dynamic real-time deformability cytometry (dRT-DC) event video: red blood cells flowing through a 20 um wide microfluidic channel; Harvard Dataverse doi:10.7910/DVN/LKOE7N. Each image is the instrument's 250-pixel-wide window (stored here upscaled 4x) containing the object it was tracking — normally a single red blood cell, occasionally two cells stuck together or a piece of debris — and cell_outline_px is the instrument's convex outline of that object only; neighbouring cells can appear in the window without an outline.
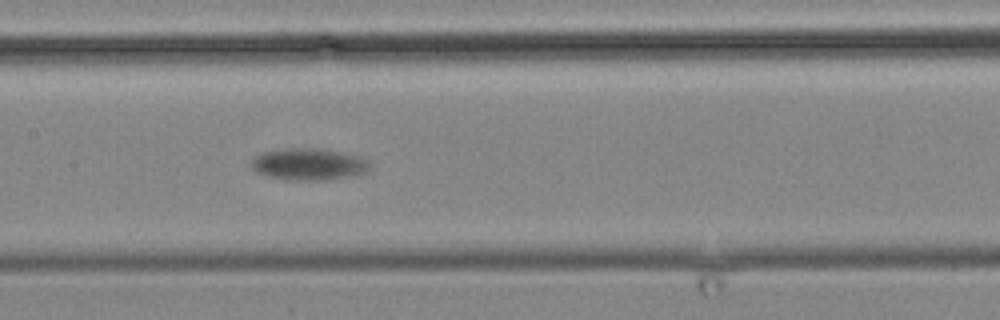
{"species": "common noctule bat (a hibernating species)", "species_latin": "Nyctalus noctula", "temperature_condition": "cold", "stored_images_in_passage": 17, "camera_frame_rate_fps": 3000, "um_per_image_px": 0.085, "animal": {"sex": "male", "body_mass_g": 19.2, "forearm_length_mm": 51.8}, "frame": {"image": 1, "passage_image": 17, "time_ms": 20.333, "image_size_px": [1000, 320], "cell_outline_px": [[368, 168], [364, 172], [352, 176], [328, 180], [292, 180], [268, 176], [256, 172], [248, 164], [252, 156], [264, 152], [340, 152], [360, 156], [368, 164]], "centroid_in_image_um": [26.19, 14.05], "position_along_channel_um": 181.2, "area_um2": 20.4}}